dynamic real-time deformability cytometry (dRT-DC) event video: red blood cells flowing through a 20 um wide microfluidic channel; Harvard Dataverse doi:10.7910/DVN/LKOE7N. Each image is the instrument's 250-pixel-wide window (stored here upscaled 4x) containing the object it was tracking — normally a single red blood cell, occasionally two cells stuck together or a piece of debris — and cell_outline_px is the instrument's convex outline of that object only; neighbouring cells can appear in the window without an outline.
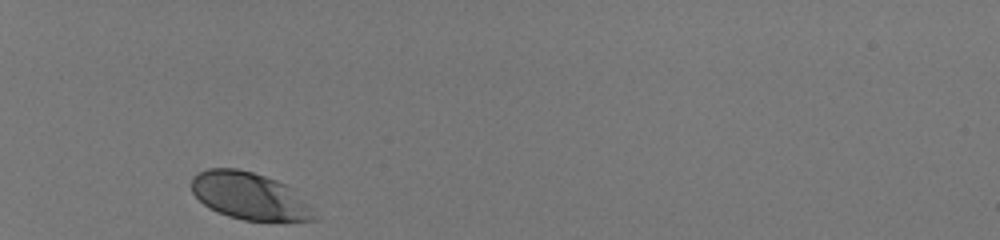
{"species": "human", "species_latin": "Homo sapiens", "temperature_condition": "room temperature", "stored_images_in_passage": 29, "camera_frame_rate_fps": 3000, "um_per_image_px": 0.085, "donor": {"sex": "male"}, "frame": {"image": 1, "passage_image": 1, "time_ms": 0.0, "image_size_px": [1000, 240], "cell_outline_px": [[320, 220], [244, 220], [228, 216], [216, 212], [204, 204], [192, 192], [192, 176], [208, 168], [236, 168], [252, 172], [276, 180], [292, 188], [312, 208]], "centroid_in_image_um": [21.21, 16.66], "position_along_channel_um": 63.8, "area_um2": 33.47}}
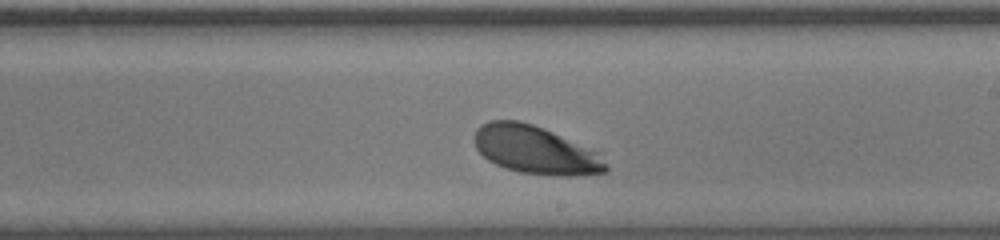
{"frame": {"image": 2, "passage_image": 17, "time_ms": 5.333, "image_size_px": [1000, 240], "cell_outline_px": [[608, 172], [572, 176], [560, 176], [520, 172], [504, 168], [488, 160], [476, 148], [476, 128], [480, 124], [488, 120], [520, 120], [532, 124], [552, 132], [596, 152], [608, 168]], "centroid_in_image_um": [45.46, 12.75], "position_along_channel_um": 243.5, "area_um2": 36.24}}
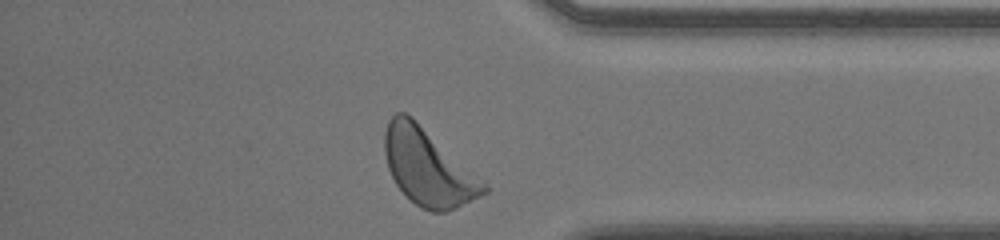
{"frame": {"image": 3, "passage_image": 29, "time_ms": 9.333, "image_size_px": [1000, 240], "cell_outline_px": [[488, 192], [456, 208], [444, 212], [432, 212], [420, 208], [396, 184], [388, 168], [384, 152], [384, 132], [388, 120], [396, 112], [404, 112], [412, 116], [488, 184]], "centroid_in_image_um": [36.38, 14.2], "position_along_channel_um": 398.8, "area_um2": 44.04}, "authors_computed_cell_mechanics": {"area_um2": 36.3562, "velocity_mm_per_s": 3.985, "shape_relaxation_time_tau1_ms": null, "shape_relaxation_time_tau2_ms": 1.9793, "deformation_change_tau1": null, "deformation_change_tau2": 0.0699}}